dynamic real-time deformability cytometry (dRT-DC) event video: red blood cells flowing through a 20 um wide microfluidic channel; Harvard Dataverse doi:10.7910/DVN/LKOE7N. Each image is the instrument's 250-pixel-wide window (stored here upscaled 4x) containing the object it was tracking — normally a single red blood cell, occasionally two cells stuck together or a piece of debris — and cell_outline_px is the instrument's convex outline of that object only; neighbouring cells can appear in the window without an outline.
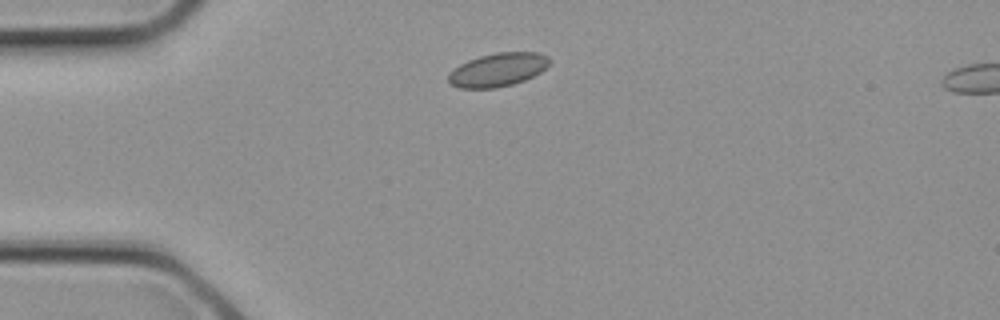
{"species": "common noctule bat (a hibernating species)", "species_latin": "Nyctalus noctula", "temperature_condition": "cold", "stored_images_in_passage": 2, "camera_frame_rate_fps": 3000, "um_per_image_px": 0.085, "animal": {"sex": "female", "body_mass_g": 21.9}, "frame": {"image": 1, "passage_image": 1, "time_ms": 0.0, "image_size_px": [1000, 320], "cell_outline_px": [[552, 60], [540, 72], [524, 80], [512, 84], [496, 88], [460, 88], [452, 84], [448, 80], [448, 72], [460, 64], [468, 60], [480, 56], [496, 52], [536, 52], [548, 56]], "centroid_in_image_um": [42.3, 5.92], "position_along_channel_um": 42.7, "area_um2": 19.65}}